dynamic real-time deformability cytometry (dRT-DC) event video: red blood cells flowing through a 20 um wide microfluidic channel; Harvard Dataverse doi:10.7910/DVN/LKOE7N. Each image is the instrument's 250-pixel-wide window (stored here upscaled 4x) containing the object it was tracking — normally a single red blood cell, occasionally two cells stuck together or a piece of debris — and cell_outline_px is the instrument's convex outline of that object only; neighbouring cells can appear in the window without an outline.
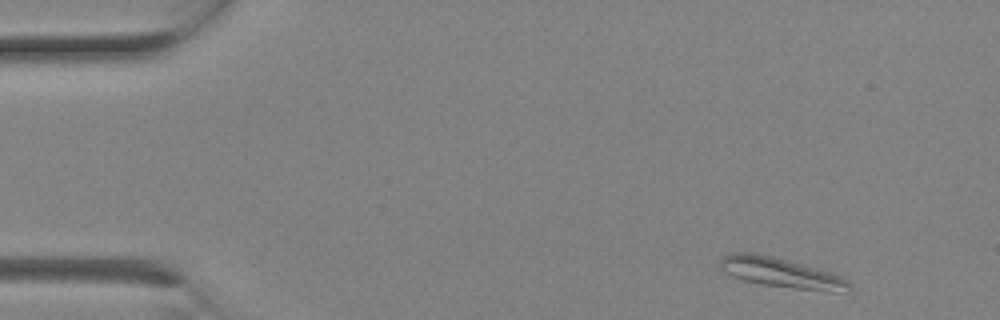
{"species": "Egyptian fruit bat (a non-hibernating species)", "species_latin": "Rousettus aegyptiacus", "temperature_condition": "room temperature", "stored_images_in_passage": 2, "camera_frame_rate_fps": 3000, "um_per_image_px": 0.085, "animal": {"sex": "female"}, "frame": {"image": 1, "passage_image": 2, "time_ms": 0.333, "image_size_px": [1000, 320], "cell_outline_px": [[852, 292], [828, 292], [764, 284], [744, 280], [720, 268], [720, 260], [728, 252], [756, 252], [788, 260], [844, 276], [852, 284]], "centroid_in_image_um": [66.5, 23.18], "position_along_channel_um": 18.5, "area_um2": 22.48}}